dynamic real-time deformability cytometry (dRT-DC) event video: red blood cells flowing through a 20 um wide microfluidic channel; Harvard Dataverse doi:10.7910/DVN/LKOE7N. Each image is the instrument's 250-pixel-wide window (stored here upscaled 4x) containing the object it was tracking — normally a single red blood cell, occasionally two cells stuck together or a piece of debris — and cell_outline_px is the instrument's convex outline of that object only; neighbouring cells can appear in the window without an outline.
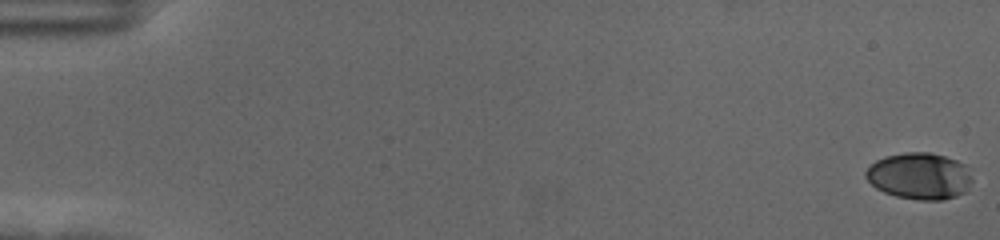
{"species": "human", "species_latin": "Homo sapiens", "temperature_condition": "cold", "stored_images_in_passage": 44, "camera_frame_rate_fps": 3000, "um_per_image_px": 0.085, "donor": {"sex": "female"}, "frame": {"image": 1, "passage_image": 1, "time_ms": 0.0, "image_size_px": [1000, 240], "cell_outline_px": [[972, 180], [964, 192], [956, 196], [944, 200], [920, 200], [896, 196], [884, 192], [876, 188], [864, 176], [864, 172], [876, 160], [884, 156], [904, 152], [928, 152], [944, 156], [956, 160], [964, 164]], "centroid_in_image_um": [78.13, 14.96], "position_along_channel_um": 6.9, "area_um2": 28.78}}
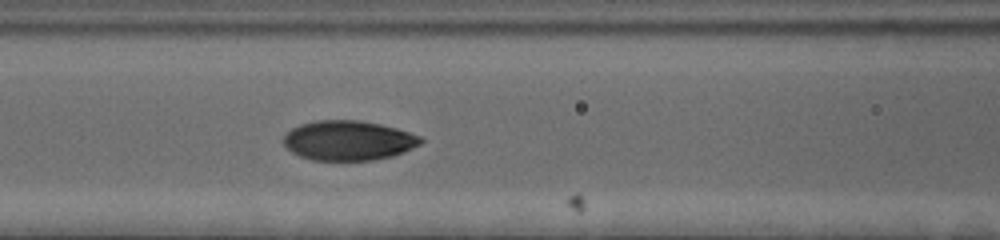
{"frame": {"image": 2, "passage_image": 26, "time_ms": 8.333, "image_size_px": [1000, 240], "cell_outline_px": [[424, 140], [420, 144], [404, 152], [392, 156], [372, 160], [312, 160], [300, 156], [292, 152], [284, 144], [284, 136], [292, 128], [300, 124], [316, 120], [360, 120], [380, 124], [396, 128], [420, 136]], "centroid_in_image_um": [29.61, 11.94], "position_along_channel_um": 137.0, "area_um2": 31.67}}
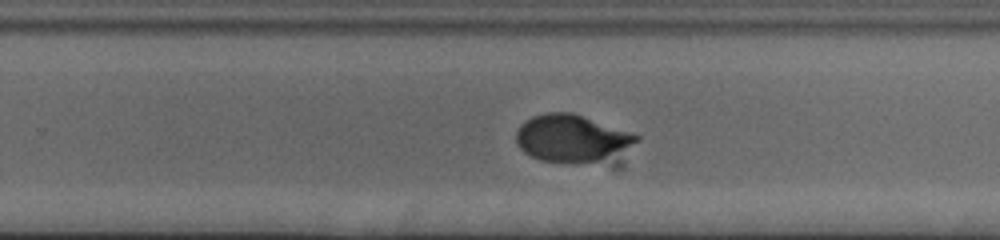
{"frame": {"image": 3, "passage_image": 38, "time_ms": 12.333, "image_size_px": [1000, 240], "cell_outline_px": [[640, 140], [596, 160], [540, 160], [524, 152], [516, 144], [516, 132], [520, 124], [524, 120], [532, 116], [548, 112], [572, 112], [640, 136]], "centroid_in_image_um": [48.46, 11.67], "position_along_channel_um": 281.3, "area_um2": 31.44}}